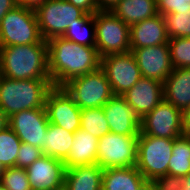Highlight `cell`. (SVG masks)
I'll return each mask as SVG.
<instances>
[{"label": "cell", "mask_w": 190, "mask_h": 190, "mask_svg": "<svg viewBox=\"0 0 190 190\" xmlns=\"http://www.w3.org/2000/svg\"><path fill=\"white\" fill-rule=\"evenodd\" d=\"M48 44V70L54 87L97 70L101 58L96 47L83 46L63 37H54Z\"/></svg>", "instance_id": "cell-1"}, {"label": "cell", "mask_w": 190, "mask_h": 190, "mask_svg": "<svg viewBox=\"0 0 190 190\" xmlns=\"http://www.w3.org/2000/svg\"><path fill=\"white\" fill-rule=\"evenodd\" d=\"M1 75L11 79H50L48 44L0 47Z\"/></svg>", "instance_id": "cell-2"}, {"label": "cell", "mask_w": 190, "mask_h": 190, "mask_svg": "<svg viewBox=\"0 0 190 190\" xmlns=\"http://www.w3.org/2000/svg\"><path fill=\"white\" fill-rule=\"evenodd\" d=\"M50 79L17 80L0 76V108L8 117L27 109L45 108L53 88Z\"/></svg>", "instance_id": "cell-3"}, {"label": "cell", "mask_w": 190, "mask_h": 190, "mask_svg": "<svg viewBox=\"0 0 190 190\" xmlns=\"http://www.w3.org/2000/svg\"><path fill=\"white\" fill-rule=\"evenodd\" d=\"M47 43L40 33L35 10L15 6L0 23V47Z\"/></svg>", "instance_id": "cell-4"}, {"label": "cell", "mask_w": 190, "mask_h": 190, "mask_svg": "<svg viewBox=\"0 0 190 190\" xmlns=\"http://www.w3.org/2000/svg\"><path fill=\"white\" fill-rule=\"evenodd\" d=\"M62 87L80 109L103 107L113 96L110 83L101 67L69 80Z\"/></svg>", "instance_id": "cell-5"}, {"label": "cell", "mask_w": 190, "mask_h": 190, "mask_svg": "<svg viewBox=\"0 0 190 190\" xmlns=\"http://www.w3.org/2000/svg\"><path fill=\"white\" fill-rule=\"evenodd\" d=\"M42 38L62 37L70 25L87 13L67 0H46L35 9Z\"/></svg>", "instance_id": "cell-6"}, {"label": "cell", "mask_w": 190, "mask_h": 190, "mask_svg": "<svg viewBox=\"0 0 190 190\" xmlns=\"http://www.w3.org/2000/svg\"><path fill=\"white\" fill-rule=\"evenodd\" d=\"M96 48L100 58L129 52L130 26L110 10H98L94 14Z\"/></svg>", "instance_id": "cell-7"}, {"label": "cell", "mask_w": 190, "mask_h": 190, "mask_svg": "<svg viewBox=\"0 0 190 190\" xmlns=\"http://www.w3.org/2000/svg\"><path fill=\"white\" fill-rule=\"evenodd\" d=\"M174 139L138 135L136 168L146 180L168 174Z\"/></svg>", "instance_id": "cell-8"}, {"label": "cell", "mask_w": 190, "mask_h": 190, "mask_svg": "<svg viewBox=\"0 0 190 190\" xmlns=\"http://www.w3.org/2000/svg\"><path fill=\"white\" fill-rule=\"evenodd\" d=\"M138 136L109 132L99 138L97 165L102 169L134 167L137 164Z\"/></svg>", "instance_id": "cell-9"}, {"label": "cell", "mask_w": 190, "mask_h": 190, "mask_svg": "<svg viewBox=\"0 0 190 190\" xmlns=\"http://www.w3.org/2000/svg\"><path fill=\"white\" fill-rule=\"evenodd\" d=\"M140 134L169 139L184 135L182 111L163 99L140 119Z\"/></svg>", "instance_id": "cell-10"}, {"label": "cell", "mask_w": 190, "mask_h": 190, "mask_svg": "<svg viewBox=\"0 0 190 190\" xmlns=\"http://www.w3.org/2000/svg\"><path fill=\"white\" fill-rule=\"evenodd\" d=\"M100 67L106 74L113 95H123L142 77L131 51L102 57Z\"/></svg>", "instance_id": "cell-11"}, {"label": "cell", "mask_w": 190, "mask_h": 190, "mask_svg": "<svg viewBox=\"0 0 190 190\" xmlns=\"http://www.w3.org/2000/svg\"><path fill=\"white\" fill-rule=\"evenodd\" d=\"M49 123L75 133L81 124V109L63 87H53L45 102Z\"/></svg>", "instance_id": "cell-12"}, {"label": "cell", "mask_w": 190, "mask_h": 190, "mask_svg": "<svg viewBox=\"0 0 190 190\" xmlns=\"http://www.w3.org/2000/svg\"><path fill=\"white\" fill-rule=\"evenodd\" d=\"M49 120L45 108L22 110L9 117V127L21 142L44 148Z\"/></svg>", "instance_id": "cell-13"}, {"label": "cell", "mask_w": 190, "mask_h": 190, "mask_svg": "<svg viewBox=\"0 0 190 190\" xmlns=\"http://www.w3.org/2000/svg\"><path fill=\"white\" fill-rule=\"evenodd\" d=\"M130 51L143 77L163 83L174 69L168 44L131 49Z\"/></svg>", "instance_id": "cell-14"}, {"label": "cell", "mask_w": 190, "mask_h": 190, "mask_svg": "<svg viewBox=\"0 0 190 190\" xmlns=\"http://www.w3.org/2000/svg\"><path fill=\"white\" fill-rule=\"evenodd\" d=\"M26 172L32 190H54L64 185L66 168L62 160L43 155Z\"/></svg>", "instance_id": "cell-15"}, {"label": "cell", "mask_w": 190, "mask_h": 190, "mask_svg": "<svg viewBox=\"0 0 190 190\" xmlns=\"http://www.w3.org/2000/svg\"><path fill=\"white\" fill-rule=\"evenodd\" d=\"M121 96L142 119L164 99L163 83L142 76L131 89Z\"/></svg>", "instance_id": "cell-16"}, {"label": "cell", "mask_w": 190, "mask_h": 190, "mask_svg": "<svg viewBox=\"0 0 190 190\" xmlns=\"http://www.w3.org/2000/svg\"><path fill=\"white\" fill-rule=\"evenodd\" d=\"M102 108L110 132L126 136L140 134V118L121 95H113Z\"/></svg>", "instance_id": "cell-17"}, {"label": "cell", "mask_w": 190, "mask_h": 190, "mask_svg": "<svg viewBox=\"0 0 190 190\" xmlns=\"http://www.w3.org/2000/svg\"><path fill=\"white\" fill-rule=\"evenodd\" d=\"M164 16L157 14L130 26V49L168 44Z\"/></svg>", "instance_id": "cell-18"}, {"label": "cell", "mask_w": 190, "mask_h": 190, "mask_svg": "<svg viewBox=\"0 0 190 190\" xmlns=\"http://www.w3.org/2000/svg\"><path fill=\"white\" fill-rule=\"evenodd\" d=\"M98 141V137L79 128L74 133V140L70 148V153L63 161L65 168L69 169L76 166L96 164Z\"/></svg>", "instance_id": "cell-19"}, {"label": "cell", "mask_w": 190, "mask_h": 190, "mask_svg": "<svg viewBox=\"0 0 190 190\" xmlns=\"http://www.w3.org/2000/svg\"><path fill=\"white\" fill-rule=\"evenodd\" d=\"M164 100L183 111L190 105V68H174L163 82Z\"/></svg>", "instance_id": "cell-20"}, {"label": "cell", "mask_w": 190, "mask_h": 190, "mask_svg": "<svg viewBox=\"0 0 190 190\" xmlns=\"http://www.w3.org/2000/svg\"><path fill=\"white\" fill-rule=\"evenodd\" d=\"M103 169L97 164L66 169L64 184L69 190H102Z\"/></svg>", "instance_id": "cell-21"}, {"label": "cell", "mask_w": 190, "mask_h": 190, "mask_svg": "<svg viewBox=\"0 0 190 190\" xmlns=\"http://www.w3.org/2000/svg\"><path fill=\"white\" fill-rule=\"evenodd\" d=\"M146 181L134 167L103 169L102 190H138Z\"/></svg>", "instance_id": "cell-22"}, {"label": "cell", "mask_w": 190, "mask_h": 190, "mask_svg": "<svg viewBox=\"0 0 190 190\" xmlns=\"http://www.w3.org/2000/svg\"><path fill=\"white\" fill-rule=\"evenodd\" d=\"M110 11L129 26L158 14L156 0H120Z\"/></svg>", "instance_id": "cell-23"}, {"label": "cell", "mask_w": 190, "mask_h": 190, "mask_svg": "<svg viewBox=\"0 0 190 190\" xmlns=\"http://www.w3.org/2000/svg\"><path fill=\"white\" fill-rule=\"evenodd\" d=\"M74 133L49 123L44 139L43 155L64 161L73 145Z\"/></svg>", "instance_id": "cell-24"}, {"label": "cell", "mask_w": 190, "mask_h": 190, "mask_svg": "<svg viewBox=\"0 0 190 190\" xmlns=\"http://www.w3.org/2000/svg\"><path fill=\"white\" fill-rule=\"evenodd\" d=\"M62 37L83 46L96 47L94 14H86L83 18L77 19L76 23L67 28Z\"/></svg>", "instance_id": "cell-25"}, {"label": "cell", "mask_w": 190, "mask_h": 190, "mask_svg": "<svg viewBox=\"0 0 190 190\" xmlns=\"http://www.w3.org/2000/svg\"><path fill=\"white\" fill-rule=\"evenodd\" d=\"M190 173V140L184 134L174 139L172 156L168 164V174L178 177Z\"/></svg>", "instance_id": "cell-26"}, {"label": "cell", "mask_w": 190, "mask_h": 190, "mask_svg": "<svg viewBox=\"0 0 190 190\" xmlns=\"http://www.w3.org/2000/svg\"><path fill=\"white\" fill-rule=\"evenodd\" d=\"M80 129L95 137H102L110 132L104 110L100 108L81 109Z\"/></svg>", "instance_id": "cell-27"}, {"label": "cell", "mask_w": 190, "mask_h": 190, "mask_svg": "<svg viewBox=\"0 0 190 190\" xmlns=\"http://www.w3.org/2000/svg\"><path fill=\"white\" fill-rule=\"evenodd\" d=\"M21 143V140L9 126L0 131V162L6 168L16 167V158Z\"/></svg>", "instance_id": "cell-28"}, {"label": "cell", "mask_w": 190, "mask_h": 190, "mask_svg": "<svg viewBox=\"0 0 190 190\" xmlns=\"http://www.w3.org/2000/svg\"><path fill=\"white\" fill-rule=\"evenodd\" d=\"M173 68H190V37H175L168 40Z\"/></svg>", "instance_id": "cell-29"}, {"label": "cell", "mask_w": 190, "mask_h": 190, "mask_svg": "<svg viewBox=\"0 0 190 190\" xmlns=\"http://www.w3.org/2000/svg\"><path fill=\"white\" fill-rule=\"evenodd\" d=\"M168 38L190 37V11L164 15Z\"/></svg>", "instance_id": "cell-30"}, {"label": "cell", "mask_w": 190, "mask_h": 190, "mask_svg": "<svg viewBox=\"0 0 190 190\" xmlns=\"http://www.w3.org/2000/svg\"><path fill=\"white\" fill-rule=\"evenodd\" d=\"M1 183L7 190H32L26 169L20 167L6 168Z\"/></svg>", "instance_id": "cell-31"}, {"label": "cell", "mask_w": 190, "mask_h": 190, "mask_svg": "<svg viewBox=\"0 0 190 190\" xmlns=\"http://www.w3.org/2000/svg\"><path fill=\"white\" fill-rule=\"evenodd\" d=\"M41 156L43 153L40 148L22 142L16 158V167L26 169Z\"/></svg>", "instance_id": "cell-32"}, {"label": "cell", "mask_w": 190, "mask_h": 190, "mask_svg": "<svg viewBox=\"0 0 190 190\" xmlns=\"http://www.w3.org/2000/svg\"><path fill=\"white\" fill-rule=\"evenodd\" d=\"M157 12L162 16L190 11V0H156Z\"/></svg>", "instance_id": "cell-33"}, {"label": "cell", "mask_w": 190, "mask_h": 190, "mask_svg": "<svg viewBox=\"0 0 190 190\" xmlns=\"http://www.w3.org/2000/svg\"><path fill=\"white\" fill-rule=\"evenodd\" d=\"M156 190H182L183 177L163 175L152 180Z\"/></svg>", "instance_id": "cell-34"}, {"label": "cell", "mask_w": 190, "mask_h": 190, "mask_svg": "<svg viewBox=\"0 0 190 190\" xmlns=\"http://www.w3.org/2000/svg\"><path fill=\"white\" fill-rule=\"evenodd\" d=\"M74 6L81 8L87 14H95L98 11L96 0H67Z\"/></svg>", "instance_id": "cell-35"}, {"label": "cell", "mask_w": 190, "mask_h": 190, "mask_svg": "<svg viewBox=\"0 0 190 190\" xmlns=\"http://www.w3.org/2000/svg\"><path fill=\"white\" fill-rule=\"evenodd\" d=\"M16 4V0H0V23L8 11L12 10Z\"/></svg>", "instance_id": "cell-36"}, {"label": "cell", "mask_w": 190, "mask_h": 190, "mask_svg": "<svg viewBox=\"0 0 190 190\" xmlns=\"http://www.w3.org/2000/svg\"><path fill=\"white\" fill-rule=\"evenodd\" d=\"M46 0H16L18 6H23L25 8L35 10L39 5H41Z\"/></svg>", "instance_id": "cell-37"}, {"label": "cell", "mask_w": 190, "mask_h": 190, "mask_svg": "<svg viewBox=\"0 0 190 190\" xmlns=\"http://www.w3.org/2000/svg\"><path fill=\"white\" fill-rule=\"evenodd\" d=\"M120 0H96L98 10H111Z\"/></svg>", "instance_id": "cell-38"}, {"label": "cell", "mask_w": 190, "mask_h": 190, "mask_svg": "<svg viewBox=\"0 0 190 190\" xmlns=\"http://www.w3.org/2000/svg\"><path fill=\"white\" fill-rule=\"evenodd\" d=\"M184 134L190 133V105L182 111Z\"/></svg>", "instance_id": "cell-39"}, {"label": "cell", "mask_w": 190, "mask_h": 190, "mask_svg": "<svg viewBox=\"0 0 190 190\" xmlns=\"http://www.w3.org/2000/svg\"><path fill=\"white\" fill-rule=\"evenodd\" d=\"M9 126V117L0 108V131L6 129Z\"/></svg>", "instance_id": "cell-40"}, {"label": "cell", "mask_w": 190, "mask_h": 190, "mask_svg": "<svg viewBox=\"0 0 190 190\" xmlns=\"http://www.w3.org/2000/svg\"><path fill=\"white\" fill-rule=\"evenodd\" d=\"M138 190H156L152 181L146 180Z\"/></svg>", "instance_id": "cell-41"}, {"label": "cell", "mask_w": 190, "mask_h": 190, "mask_svg": "<svg viewBox=\"0 0 190 190\" xmlns=\"http://www.w3.org/2000/svg\"><path fill=\"white\" fill-rule=\"evenodd\" d=\"M183 187L182 190H190V173L183 176Z\"/></svg>", "instance_id": "cell-42"}, {"label": "cell", "mask_w": 190, "mask_h": 190, "mask_svg": "<svg viewBox=\"0 0 190 190\" xmlns=\"http://www.w3.org/2000/svg\"><path fill=\"white\" fill-rule=\"evenodd\" d=\"M5 171H6V167L0 162V182H1V179H2Z\"/></svg>", "instance_id": "cell-43"}, {"label": "cell", "mask_w": 190, "mask_h": 190, "mask_svg": "<svg viewBox=\"0 0 190 190\" xmlns=\"http://www.w3.org/2000/svg\"><path fill=\"white\" fill-rule=\"evenodd\" d=\"M54 190H69V189L64 184V185H62V186H60V187H58V188H56Z\"/></svg>", "instance_id": "cell-44"}, {"label": "cell", "mask_w": 190, "mask_h": 190, "mask_svg": "<svg viewBox=\"0 0 190 190\" xmlns=\"http://www.w3.org/2000/svg\"><path fill=\"white\" fill-rule=\"evenodd\" d=\"M0 190H7L6 187L0 182Z\"/></svg>", "instance_id": "cell-45"}, {"label": "cell", "mask_w": 190, "mask_h": 190, "mask_svg": "<svg viewBox=\"0 0 190 190\" xmlns=\"http://www.w3.org/2000/svg\"><path fill=\"white\" fill-rule=\"evenodd\" d=\"M187 137H188V139L190 140V133L189 134H185Z\"/></svg>", "instance_id": "cell-46"}]
</instances>
